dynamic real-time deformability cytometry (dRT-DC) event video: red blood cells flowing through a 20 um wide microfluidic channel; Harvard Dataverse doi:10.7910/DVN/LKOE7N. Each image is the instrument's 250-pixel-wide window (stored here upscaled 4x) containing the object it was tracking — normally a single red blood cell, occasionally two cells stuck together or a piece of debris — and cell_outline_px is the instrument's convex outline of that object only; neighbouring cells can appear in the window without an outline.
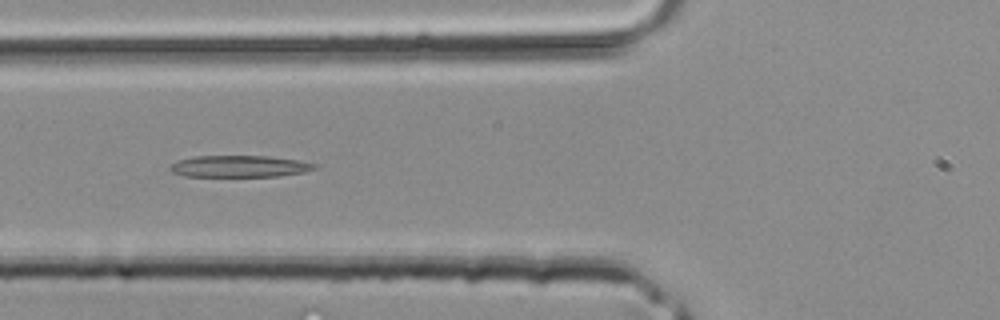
{"species": "common noctule bat (a hibernating species)", "species_latin": "Nyctalus noctula", "temperature_condition": "room temperature", "stored_images_in_passage": 39, "camera_frame_rate_fps": 3000, "um_per_image_px": 0.085, "animal": {"sex": "male", "body_mass_g": 20.4}, "frame": {"image": 1, "passage_image": 15, "time_ms": 4.667, "image_size_px": [1000, 320], "cell_outline_px": [[320, 168], [304, 172], [280, 176], [184, 176], [172, 172], [168, 168], [176, 160], [192, 156], [268, 156], [296, 160], [320, 164]], "centroid_in_image_um": [20.38, 14.13], "position_along_channel_um": 105.4, "area_um2": 18.44}}
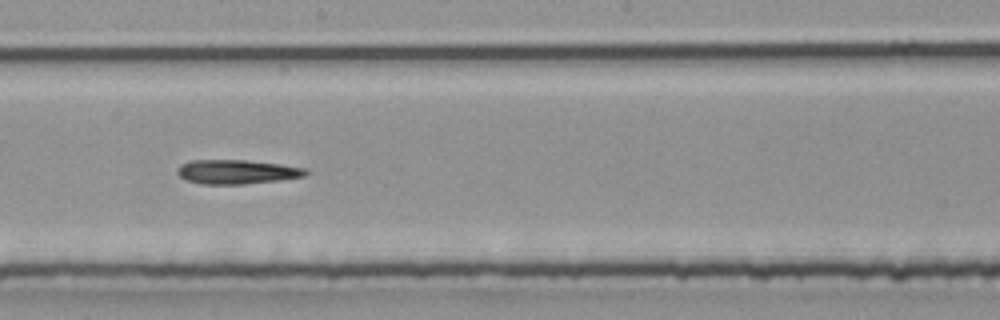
{"frame": {"image": 2, "passage_image": 22, "time_ms": 7.0, "image_size_px": [1000, 320], "cell_outline_px": [[308, 172], [304, 176], [280, 180], [244, 184], [200, 184], [184, 180], [176, 172], [176, 168], [180, 164], [192, 160], [248, 160], [280, 164], [304, 168]], "centroid_in_image_um": [20.07, 14.6], "position_along_channel_um": 228.1, "area_um2": 18.21}}
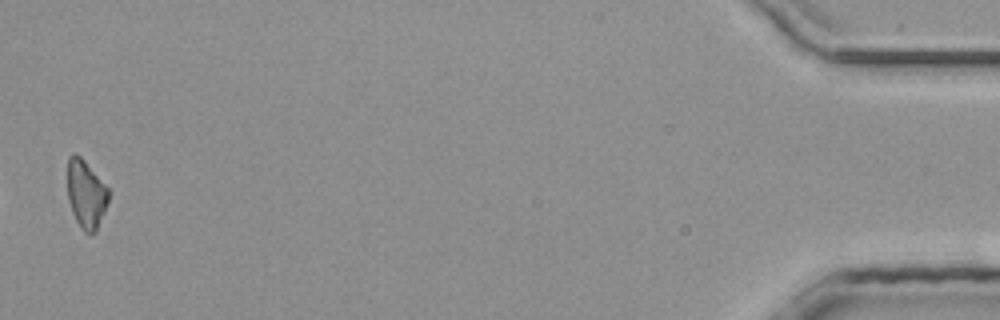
{"frame": {"image": 3, "passage_image": 39, "time_ms": 12.667, "image_size_px": [1000, 320], "cell_outline_px": [[108, 200], [104, 212], [96, 232], [88, 236], [80, 228], [72, 212], [68, 200], [68, 156], [72, 152], [80, 156], [84, 160], [108, 188]], "centroid_in_image_um": [7.3, 16.53], "position_along_channel_um": 427.9, "area_um2": 16.3}}